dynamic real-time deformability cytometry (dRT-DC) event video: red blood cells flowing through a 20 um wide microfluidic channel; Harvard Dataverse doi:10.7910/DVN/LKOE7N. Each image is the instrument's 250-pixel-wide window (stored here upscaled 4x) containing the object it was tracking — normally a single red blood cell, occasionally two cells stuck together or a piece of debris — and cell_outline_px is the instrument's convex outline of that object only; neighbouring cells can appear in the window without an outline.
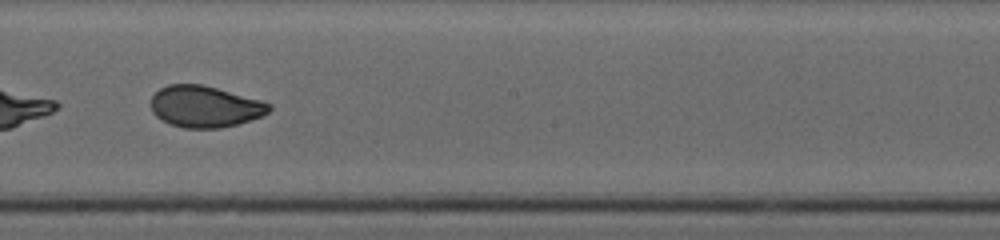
{"species": "human", "species_latin": "Homo sapiens", "temperature_condition": "cold", "stored_images_in_passage": 52, "segment_of_instrument_passage": [2, 2], "camera_frame_rate_fps": 3000, "um_per_image_px": 0.085, "donor": {"sex": "female"}, "frame": {"image": 1, "passage_image": 32, "time_ms": 10.333, "image_size_px": [1000, 240], "cell_outline_px": [[272, 108], [264, 116], [236, 124], [220, 128], [184, 128], [168, 124], [156, 116], [152, 112], [152, 96], [160, 88], [168, 84], [200, 84], [216, 88], [260, 100], [272, 104]], "centroid_in_image_um": [17.41, 9.07], "position_along_channel_um": 230.8, "area_um2": 28.5}}
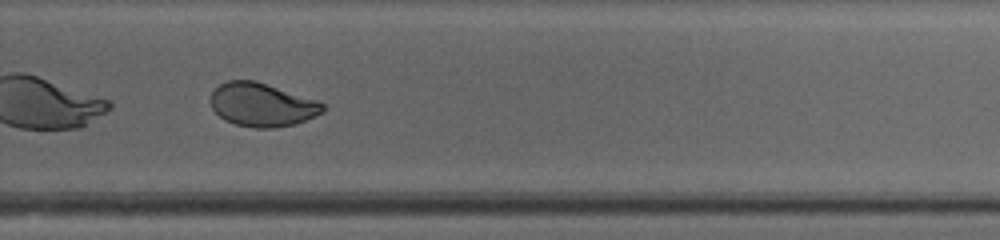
{"frame": {"image": 2, "passage_image": 38, "time_ms": 12.333, "image_size_px": [1000, 240], "cell_outline_px": [[324, 112], [296, 124], [272, 128], [256, 128], [236, 124], [224, 120], [212, 108], [212, 92], [220, 84], [228, 80], [256, 80], [320, 100], [324, 104]], "centroid_in_image_um": [22.32, 8.89], "position_along_channel_um": 307.5, "area_um2": 28.61}}